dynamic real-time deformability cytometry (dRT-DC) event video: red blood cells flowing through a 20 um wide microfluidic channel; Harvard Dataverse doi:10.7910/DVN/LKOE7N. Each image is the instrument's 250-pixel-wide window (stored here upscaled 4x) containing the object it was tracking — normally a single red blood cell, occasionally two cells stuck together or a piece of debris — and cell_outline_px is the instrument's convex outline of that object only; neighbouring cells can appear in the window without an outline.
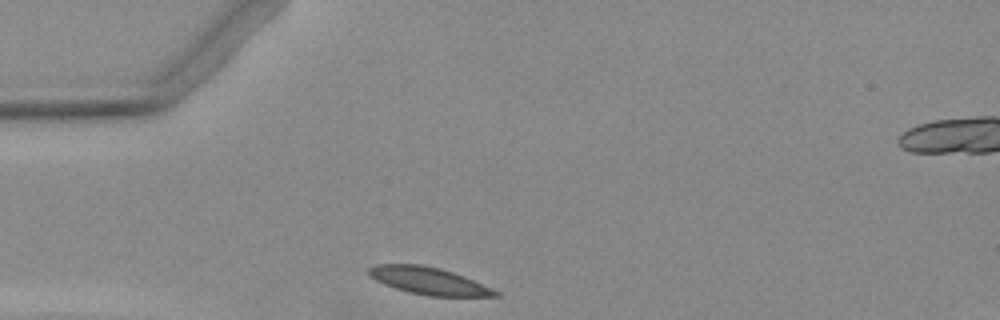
{"species": "Egyptian fruit bat (a non-hibernating species)", "species_latin": "Rousettus aegyptiacus", "temperature_condition": "warm", "stored_images_in_passage": 2, "camera_frame_rate_fps": 3000, "um_per_image_px": 0.085, "animal": {"sex": "female"}, "frame": {"image": 1, "passage_image": 1, "time_ms": 0.0, "image_size_px": [1000, 320], "cell_outline_px": [[500, 296], [428, 296], [408, 292], [384, 284], [376, 280], [368, 272], [368, 268], [376, 264], [420, 264], [440, 268], [464, 276], [492, 288], [500, 292]], "centroid_in_image_um": [36.45, 23.87], "position_along_channel_um": 48.5, "area_um2": 19.94}}